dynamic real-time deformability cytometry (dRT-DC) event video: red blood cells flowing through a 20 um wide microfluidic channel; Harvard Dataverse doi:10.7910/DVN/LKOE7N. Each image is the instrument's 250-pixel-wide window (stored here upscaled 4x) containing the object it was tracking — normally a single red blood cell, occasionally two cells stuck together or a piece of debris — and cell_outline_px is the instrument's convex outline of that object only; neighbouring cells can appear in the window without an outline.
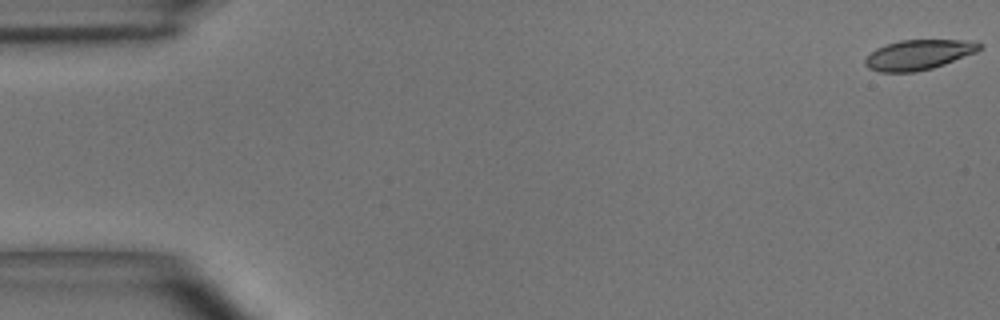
{"species": "common noctule bat (a hibernating species)", "species_latin": "Nyctalus noctula", "temperature_condition": "room temperature", "stored_images_in_passage": 51, "camera_frame_rate_fps": 3000, "um_per_image_px": 0.085, "animal": {"sex": "male", "body_mass_g": 15.6}, "frame": {"image": 1, "passage_image": 1, "time_ms": 0.0, "image_size_px": [1000, 320], "cell_outline_px": [[984, 44], [976, 52], [944, 64], [932, 68], [916, 72], [880, 72], [868, 68], [864, 64], [864, 60], [876, 48], [900, 40], [960, 40]], "centroid_in_image_um": [78.05, 4.66], "position_along_channel_um": 7.0, "area_um2": 19.77}}
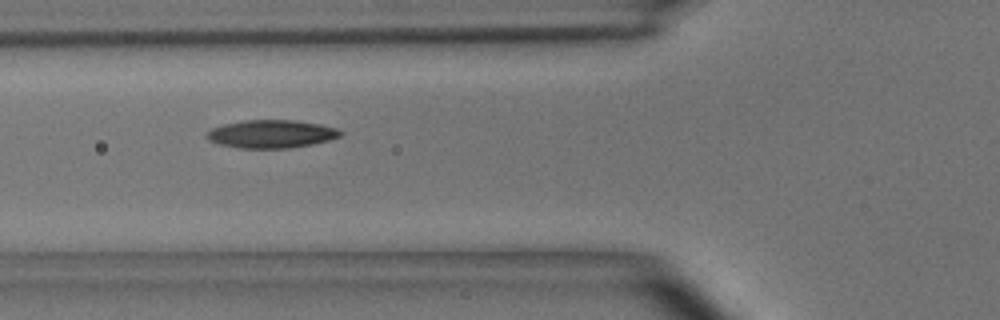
{"frame": {"image": 2, "passage_image": 19, "time_ms": 6.0, "image_size_px": [1000, 320], "cell_outline_px": [[344, 132], [340, 136], [328, 140], [312, 144], [288, 148], [240, 148], [220, 144], [208, 140], [208, 132], [212, 128], [224, 124], [244, 120], [296, 120], [320, 124], [336, 128]], "centroid_in_image_um": [23.09, 11.38], "position_along_channel_um": 102.7, "area_um2": 21.68}}
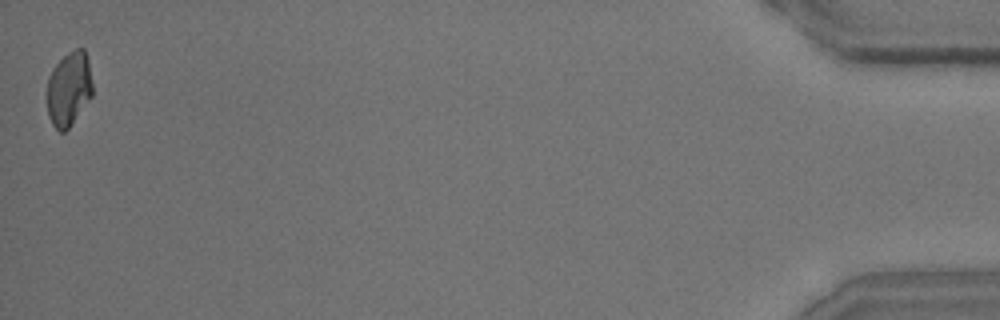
{"frame": {"image": 3, "passage_image": 51, "time_ms": 16.667, "image_size_px": [1000, 320], "cell_outline_px": [[92, 96], [68, 128], [64, 132], [60, 132], [52, 124], [48, 116], [48, 76], [52, 68], [68, 52], [76, 48], [84, 48], [88, 60], [92, 84]], "centroid_in_image_um": [5.86, 7.53], "position_along_channel_um": 429.3, "area_um2": 19.54}, "authors_computed_cell_mechanics": {"area_um2": 20.9236, "velocity_mm_per_s": 3.9169, "shape_relaxation_time_tau1_ms": 3.6901, "shape_relaxation_time_tau2_ms": 3.1108, "deformation_change_tau1": 0.1322, "deformation_change_tau2": 0.0888}}